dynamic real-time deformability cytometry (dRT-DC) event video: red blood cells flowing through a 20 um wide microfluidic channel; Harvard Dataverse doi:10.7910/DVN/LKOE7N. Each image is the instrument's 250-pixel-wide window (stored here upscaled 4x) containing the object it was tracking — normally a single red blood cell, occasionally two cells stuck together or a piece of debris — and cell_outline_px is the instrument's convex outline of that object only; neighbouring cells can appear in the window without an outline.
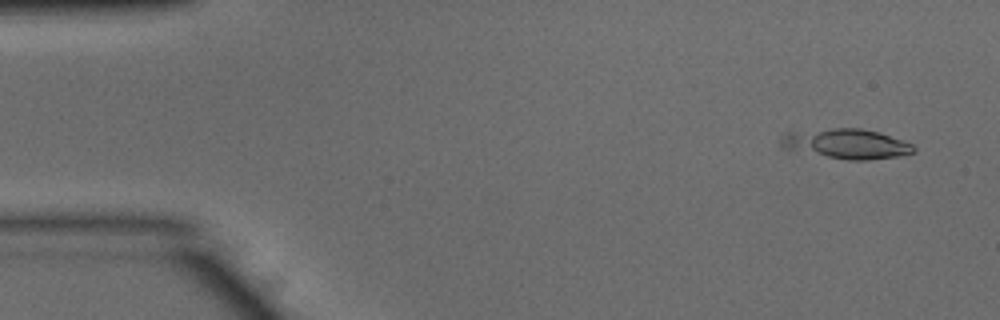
{"species": "common noctule bat (a hibernating species)", "species_latin": "Nyctalus noctula", "temperature_condition": "warm", "stored_images_in_passage": 18, "camera_frame_rate_fps": 3000, "um_per_image_px": 0.085, "animal": {"sex": "male", "body_mass_g": 15.6}, "frame": {"image": 1, "passage_image": 1, "time_ms": 0.0, "image_size_px": [1000, 320], "cell_outline_px": [[916, 152], [900, 156], [868, 160], [848, 160], [784, 148], [780, 144], [780, 140], [784, 132], [832, 128], [860, 128], [876, 132], [912, 144], [916, 148]], "centroid_in_image_um": [71.95, 12.22], "position_along_channel_um": 13.1, "area_um2": 22.83}}
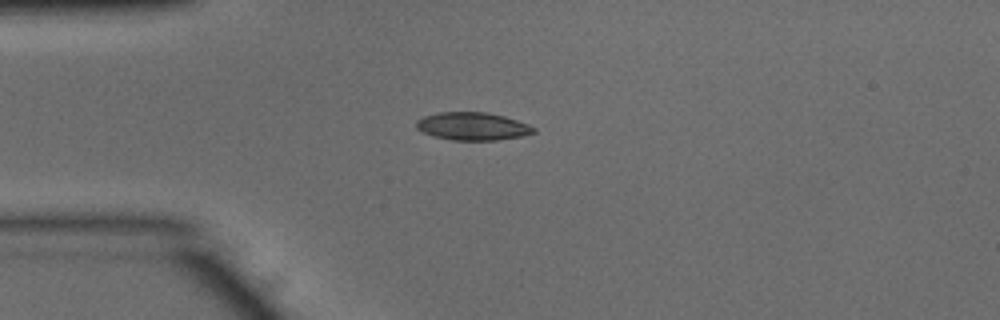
{"frame": {"image": 2, "passage_image": 11, "time_ms": 3.333, "image_size_px": [1000, 320], "cell_outline_px": [[536, 132], [524, 136], [496, 140], [452, 140], [436, 136], [424, 132], [416, 128], [416, 120], [424, 116], [440, 112], [488, 112], [504, 116], [528, 124], [536, 128]], "centroid_in_image_um": [40.2, 10.73], "position_along_channel_um": 44.8, "area_um2": 19.02}}